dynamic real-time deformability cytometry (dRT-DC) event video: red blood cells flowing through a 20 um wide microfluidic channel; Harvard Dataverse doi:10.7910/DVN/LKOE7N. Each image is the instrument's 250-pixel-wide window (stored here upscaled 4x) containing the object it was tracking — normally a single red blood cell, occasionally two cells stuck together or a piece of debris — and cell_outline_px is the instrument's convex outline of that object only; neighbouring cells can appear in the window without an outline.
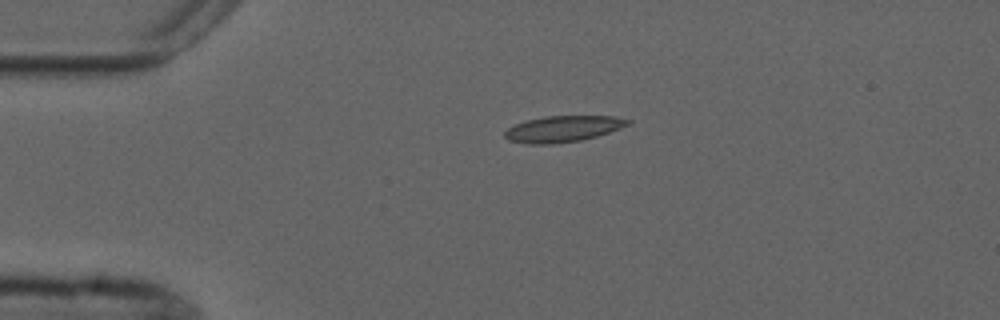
{"species": "common noctule bat (a hibernating species)", "species_latin": "Nyctalus noctula", "temperature_condition": "cold", "stored_images_in_passage": 4, "camera_frame_rate_fps": 3000, "um_per_image_px": 0.085, "animal": {"sex": "male", "forearm_length_mm": 52.5}, "frame": {"image": 1, "passage_image": 3, "time_ms": 3.667, "image_size_px": [1000, 320], "cell_outline_px": [[632, 124], [596, 136], [580, 140], [552, 144], [528, 144], [508, 140], [504, 136], [504, 132], [508, 128], [516, 124], [528, 120], [544, 116], [616, 116], [632, 120]], "centroid_in_image_um": [47.87, 10.95], "position_along_channel_um": 37.1, "area_um2": 18.73}}